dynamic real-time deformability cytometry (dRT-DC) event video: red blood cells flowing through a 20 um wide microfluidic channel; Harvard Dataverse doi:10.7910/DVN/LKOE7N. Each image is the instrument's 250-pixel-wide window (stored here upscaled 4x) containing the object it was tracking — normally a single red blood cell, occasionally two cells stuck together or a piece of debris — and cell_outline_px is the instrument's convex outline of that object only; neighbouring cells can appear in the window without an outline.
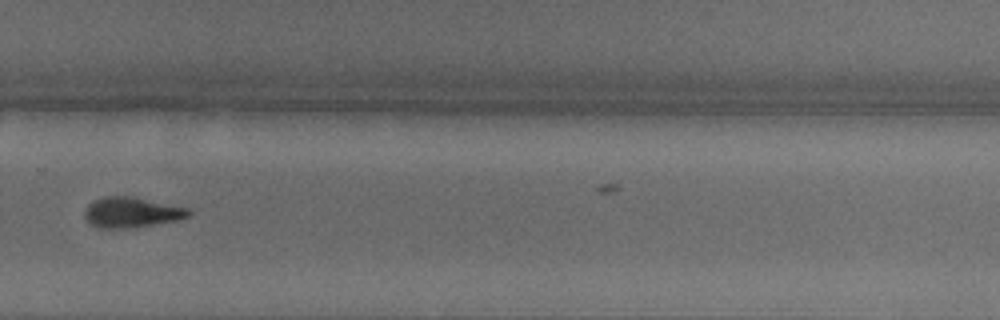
{"species": "common noctule bat (a hibernating species)", "species_latin": "Nyctalus noctula", "temperature_condition": "warm", "stored_images_in_passage": 21, "camera_frame_rate_fps": 3000, "um_per_image_px": 0.085, "animal": {"sex": "male", "body_mass_g": 18.8}, "frame": {"image": 1, "passage_image": 17, "time_ms": 5.333, "image_size_px": [1000, 320], "cell_outline_px": [[192, 212], [188, 216], [176, 220], [128, 228], [96, 228], [88, 224], [84, 216], [84, 212], [88, 204], [104, 196], [128, 196], [188, 208]], "centroid_in_image_um": [11.11, 18.06], "position_along_channel_um": 318.7, "area_um2": 18.15}}